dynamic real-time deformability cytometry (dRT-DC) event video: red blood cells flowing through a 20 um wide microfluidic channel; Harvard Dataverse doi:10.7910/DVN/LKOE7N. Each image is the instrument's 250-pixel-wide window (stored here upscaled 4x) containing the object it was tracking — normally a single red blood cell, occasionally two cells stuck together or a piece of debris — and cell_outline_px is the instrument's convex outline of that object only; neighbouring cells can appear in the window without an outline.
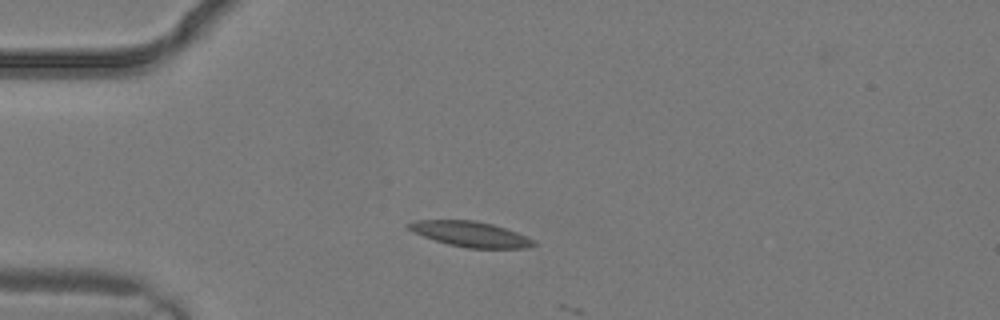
{"species": "common noctule bat (a hibernating species)", "species_latin": "Nyctalus noctula", "temperature_condition": "warm", "stored_images_in_passage": 1, "camera_frame_rate_fps": 3000, "um_per_image_px": 0.085, "animal": {"sex": "male", "body_mass_g": 19.2, "forearm_length_mm": 51.8}, "frame": {"image": 1, "passage_image": 1, "time_ms": 0.0, "image_size_px": [1000, 320], "cell_outline_px": [[536, 244], [524, 248], [468, 248], [448, 244], [412, 232], [404, 224], [416, 220], [476, 220], [492, 224], [528, 236], [536, 240]], "centroid_in_image_um": [39.99, 19.89], "position_along_channel_um": 45.0, "area_um2": 18.44}}